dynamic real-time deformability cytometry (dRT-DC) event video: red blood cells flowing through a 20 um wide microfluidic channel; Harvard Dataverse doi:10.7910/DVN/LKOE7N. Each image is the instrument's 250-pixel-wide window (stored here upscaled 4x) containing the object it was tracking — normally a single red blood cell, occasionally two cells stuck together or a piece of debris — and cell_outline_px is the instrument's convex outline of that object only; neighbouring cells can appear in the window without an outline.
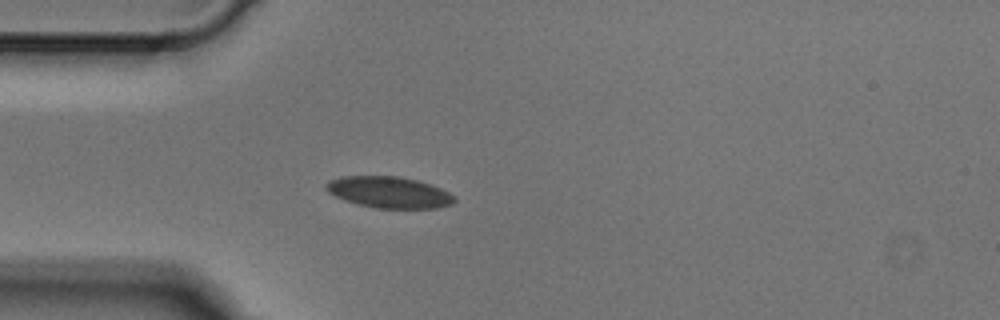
{"species": "Egyptian fruit bat (a non-hibernating species)", "species_latin": "Rousettus aegyptiacus", "temperature_condition": "cold", "stored_images_in_passage": 4, "camera_frame_rate_fps": 3000, "um_per_image_px": 0.085, "animal": {"sex": "male"}, "frame": {"image": 1, "passage_image": 4, "time_ms": 1.0, "image_size_px": [1000, 320], "cell_outline_px": [[456, 200], [452, 204], [436, 208], [376, 208], [344, 200], [328, 192], [324, 188], [324, 184], [328, 180], [340, 176], [396, 176], [416, 180], [432, 184], [456, 196]], "centroid_in_image_um": [33.06, 16.33], "position_along_channel_um": 51.9, "area_um2": 23.52}}